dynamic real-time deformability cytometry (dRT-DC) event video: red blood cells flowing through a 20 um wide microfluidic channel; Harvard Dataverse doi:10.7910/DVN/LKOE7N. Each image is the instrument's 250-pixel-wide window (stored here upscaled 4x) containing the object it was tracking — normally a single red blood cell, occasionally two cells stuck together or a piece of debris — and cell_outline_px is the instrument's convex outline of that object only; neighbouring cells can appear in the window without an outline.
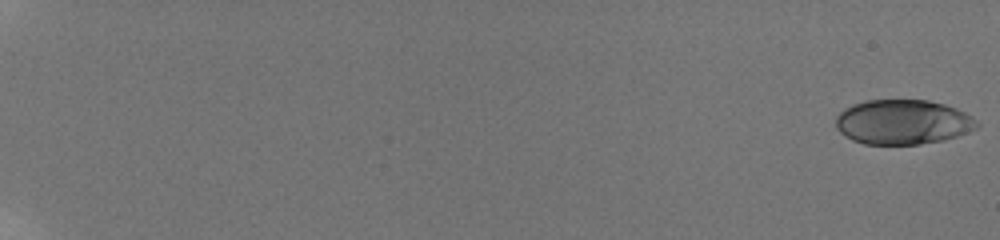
{"species": "human", "species_latin": "Homo sapiens", "temperature_condition": "room temperature", "stored_images_in_passage": 27, "camera_frame_rate_fps": 3000, "um_per_image_px": 0.085, "donor": {"sex": "male"}, "frame": {"image": 1, "passage_image": 1, "time_ms": 0.0, "image_size_px": [1000, 240], "cell_outline_px": [[980, 124], [976, 128], [956, 136], [944, 140], [920, 144], [864, 144], [852, 140], [840, 132], [836, 128], [836, 116], [844, 108], [868, 100], [928, 100], [944, 104], [956, 108], [972, 116]], "centroid_in_image_um": [76.74, 10.37], "position_along_channel_um": 8.3, "area_um2": 36.7}}
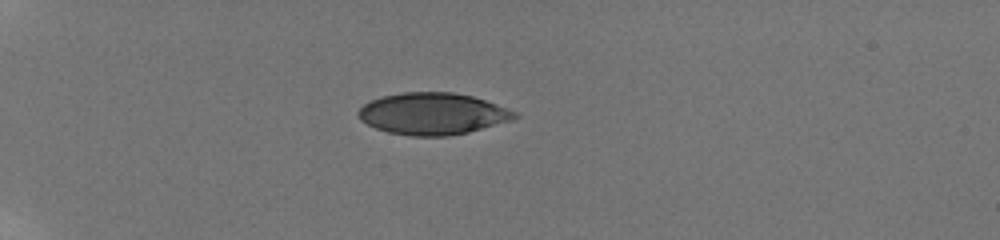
{"frame": {"image": 2, "passage_image": 16, "time_ms": 6.333, "image_size_px": [1000, 240], "cell_outline_px": [[520, 116], [512, 120], [468, 132], [448, 136], [412, 136], [388, 132], [376, 128], [360, 120], [356, 116], [356, 112], [364, 104], [380, 96], [404, 92], [452, 92], [472, 96], [508, 108], [516, 112]], "centroid_in_image_um": [36.76, 9.66], "position_along_channel_um": 48.2, "area_um2": 38.09}}